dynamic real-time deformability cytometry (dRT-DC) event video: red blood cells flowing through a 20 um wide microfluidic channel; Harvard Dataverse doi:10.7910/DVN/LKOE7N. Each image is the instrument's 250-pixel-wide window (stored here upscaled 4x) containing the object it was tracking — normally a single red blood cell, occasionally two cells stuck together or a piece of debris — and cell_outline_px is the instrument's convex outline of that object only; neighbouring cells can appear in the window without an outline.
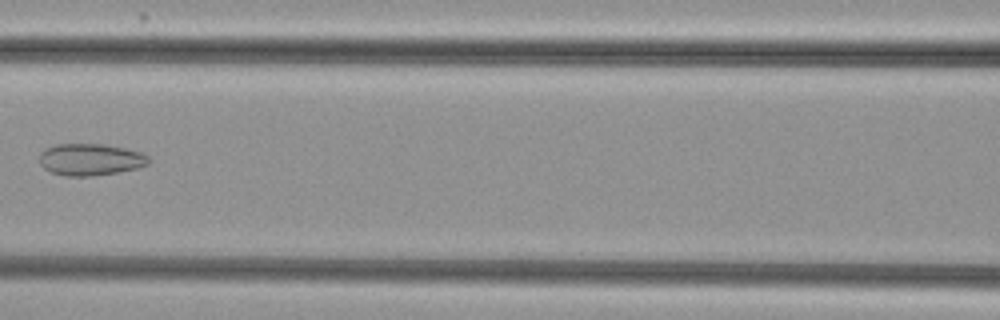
{"species": "common noctule bat (a hibernating species)", "species_latin": "Nyctalus noctula", "temperature_condition": "cold", "stored_images_in_passage": 4, "camera_frame_rate_fps": 3000, "um_per_image_px": 0.085, "animal": {"sex": "female", "body_mass_g": 29.2, "forearm_length_mm": 56.3}, "frame": {"image": 1, "passage_image": 3, "time_ms": 2.667, "image_size_px": [1000, 320], "cell_outline_px": [[148, 164], [136, 168], [116, 172], [92, 176], [64, 176], [48, 172], [40, 164], [40, 152], [44, 148], [56, 144], [104, 144], [124, 148], [140, 152], [148, 156]], "centroid_in_image_um": [7.62, 13.56], "position_along_channel_um": 159.0, "area_um2": 20.29}}
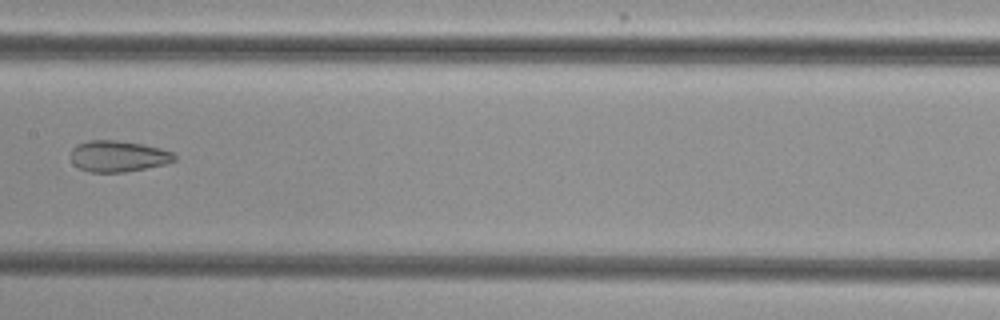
{"frame": {"image": 2, "passage_image": 4, "time_ms": 3.667, "image_size_px": [1000, 320], "cell_outline_px": [[176, 160], [168, 164], [124, 172], [88, 172], [72, 164], [72, 148], [76, 144], [88, 140], [116, 140], [144, 144], [160, 148], [172, 152], [176, 156]], "centroid_in_image_um": [10.05, 13.27], "position_along_channel_um": 197.3, "area_um2": 19.02}}